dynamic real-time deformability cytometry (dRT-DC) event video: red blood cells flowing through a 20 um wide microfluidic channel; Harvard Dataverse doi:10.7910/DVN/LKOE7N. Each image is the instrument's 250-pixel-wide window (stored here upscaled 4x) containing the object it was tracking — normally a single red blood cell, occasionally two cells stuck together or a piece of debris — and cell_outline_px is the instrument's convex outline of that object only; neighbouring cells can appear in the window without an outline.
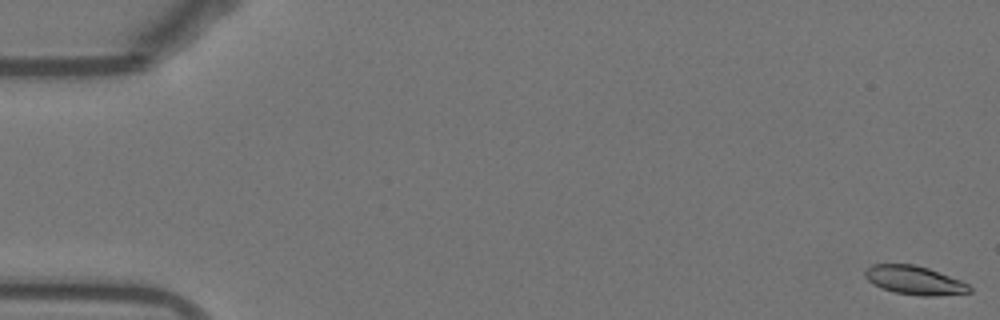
{"species": "Egyptian fruit bat (a non-hibernating species)", "species_latin": "Rousettus aegyptiacus", "temperature_condition": "warm", "stored_images_in_passage": 54, "camera_frame_rate_fps": 3000, "um_per_image_px": 0.085, "animal": {"sex": "female"}, "frame": {"image": 1, "passage_image": 1, "time_ms": 0.0, "image_size_px": [1000, 320], "cell_outline_px": [[972, 292], [936, 296], [920, 296], [896, 292], [872, 284], [864, 276], [864, 272], [872, 264], [916, 264], [928, 268], [960, 280], [968, 284], [972, 288]], "centroid_in_image_um": [77.75, 23.82], "position_along_channel_um": 7.3, "area_um2": 17.4}}
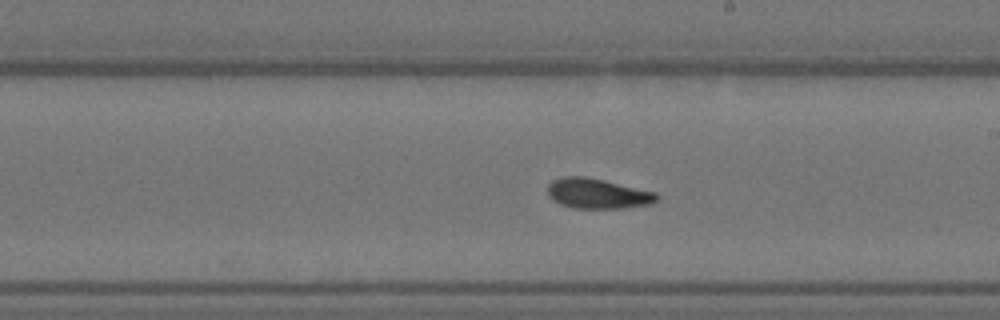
{"frame": {"image": 2, "passage_image": 31, "time_ms": 10.0, "image_size_px": [1000, 320], "cell_outline_px": [[660, 200], [652, 204], [624, 208], [572, 208], [560, 204], [552, 200], [548, 196], [548, 184], [552, 180], [560, 176], [584, 176], [604, 180], [656, 192], [660, 196]], "centroid_in_image_um": [50.8, 16.45], "position_along_channel_um": 238.2, "area_um2": 19.48}}
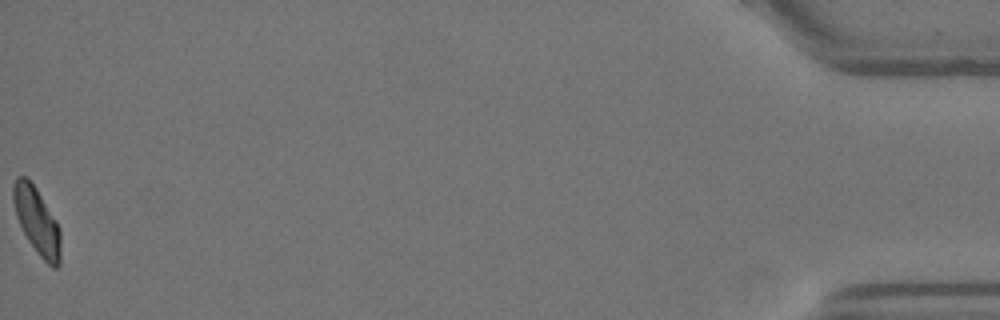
{"frame": {"image": 3, "passage_image": 54, "time_ms": 17.667, "image_size_px": [1000, 320], "cell_outline_px": [[60, 264], [56, 268], [52, 268], [36, 252], [28, 240], [16, 216], [12, 200], [12, 184], [16, 176], [28, 176], [36, 188], [56, 220], [60, 228]], "centroid_in_image_um": [3.12, 18.75], "position_along_channel_um": 432.1, "area_um2": 18.55}, "authors_computed_cell_mechanics": {"area_um2": 18.6694, "velocity_mm_per_s": 3.8215, "shape_relaxation_time_tau1_ms": 4.4912, "shape_relaxation_time_tau2_ms": 3.8031, "deformation_change_tau1": 0.1144, "deformation_change_tau2": 0.1087}}